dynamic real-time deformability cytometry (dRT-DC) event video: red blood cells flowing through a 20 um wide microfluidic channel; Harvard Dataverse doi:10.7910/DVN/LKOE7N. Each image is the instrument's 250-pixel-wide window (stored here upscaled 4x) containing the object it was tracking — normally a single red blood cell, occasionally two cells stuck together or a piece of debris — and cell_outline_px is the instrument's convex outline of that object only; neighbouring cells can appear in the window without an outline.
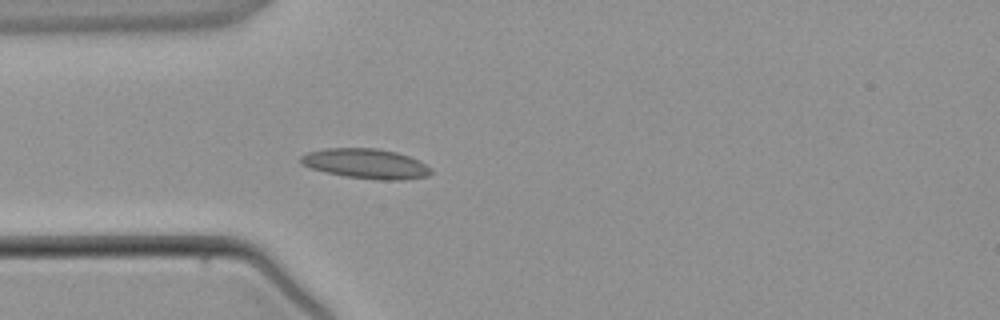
{"species": "common noctule bat (a hibernating species)", "species_latin": "Nyctalus noctula", "temperature_condition": "warm", "stored_images_in_passage": 3, "camera_frame_rate_fps": 3000, "um_per_image_px": 0.085, "animal": {"sex": "male", "body_mass_g": 21.5, "forearm_length_mm": 52.0}, "frame": {"image": 1, "passage_image": 3, "time_ms": 2.333, "image_size_px": [1000, 320], "cell_outline_px": [[432, 172], [428, 176], [404, 180], [380, 180], [344, 176], [312, 168], [304, 164], [300, 160], [300, 156], [308, 152], [328, 148], [376, 148], [396, 152], [408, 156], [432, 168]], "centroid_in_image_um": [31.13, 13.91], "position_along_channel_um": 53.9, "area_um2": 22.43}}